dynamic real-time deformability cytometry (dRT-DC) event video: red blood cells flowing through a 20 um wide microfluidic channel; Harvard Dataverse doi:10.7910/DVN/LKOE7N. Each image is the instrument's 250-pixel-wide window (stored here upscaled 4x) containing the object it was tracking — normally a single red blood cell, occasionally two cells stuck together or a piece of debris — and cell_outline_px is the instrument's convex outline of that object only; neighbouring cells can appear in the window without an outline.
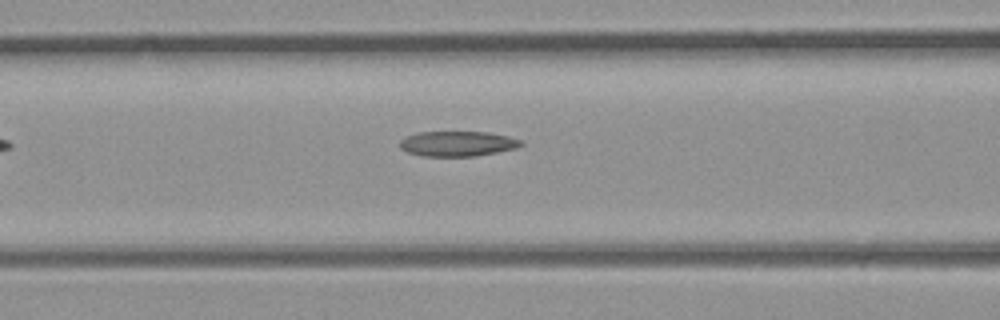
{"species": "common noctule bat (a hibernating species)", "species_latin": "Nyctalus noctula", "temperature_condition": "room temperature", "stored_images_in_passage": 5, "segment_of_instrument_passage": [1, 2], "camera_frame_rate_fps": 3000, "um_per_image_px": 0.085, "animal": {"sex": "male", "body_mass_g": 23.1, "forearm_length_mm": 52.7}, "frame": {"image": 1, "passage_image": 4, "time_ms": 1.0, "image_size_px": [1000, 320], "cell_outline_px": [[524, 144], [516, 148], [476, 156], [424, 156], [408, 152], [400, 148], [400, 140], [408, 136], [420, 132], [488, 132], [508, 136], [524, 140]], "centroid_in_image_um": [38.94, 12.21], "position_along_channel_um": 127.7, "area_um2": 17.69}}